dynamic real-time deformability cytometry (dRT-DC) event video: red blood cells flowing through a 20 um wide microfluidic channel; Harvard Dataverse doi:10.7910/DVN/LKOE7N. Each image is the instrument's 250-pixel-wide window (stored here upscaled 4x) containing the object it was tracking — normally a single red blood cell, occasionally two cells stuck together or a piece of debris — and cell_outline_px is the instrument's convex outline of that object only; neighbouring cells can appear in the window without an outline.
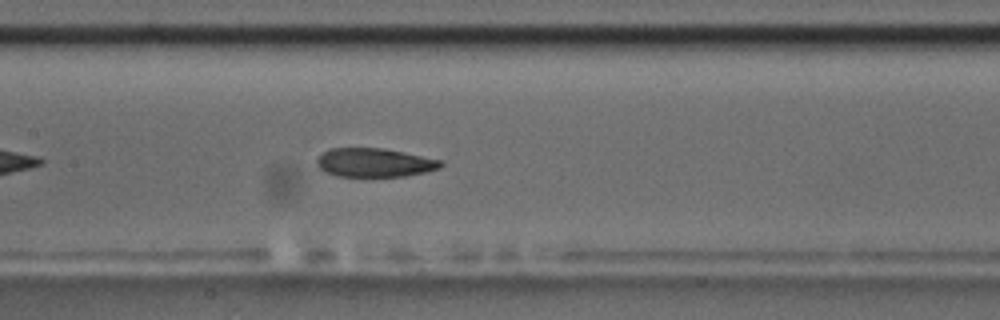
{"species": "common noctule bat (a hibernating species)", "species_latin": "Nyctalus noctula", "temperature_condition": "room temperature", "stored_images_in_passage": 42, "camera_frame_rate_fps": 3000, "um_per_image_px": 0.085, "animal": {"sex": "male", "body_mass_g": 17.5, "forearm_length_mm": 52.3}, "frame": {"image": 1, "passage_image": 13, "time_ms": 4.0, "image_size_px": [1000, 320], "cell_outline_px": [[444, 164], [440, 168], [424, 172], [404, 176], [336, 176], [324, 172], [316, 164], [316, 160], [328, 148], [384, 148], [444, 160]], "centroid_in_image_um": [31.85, 13.81], "position_along_channel_um": 175.6, "area_um2": 20.87}, "authors_computed_cell_mechanics": {"area_um2": 22.1952, "velocity_mm_per_s": 3.5928, "shape_relaxation_time_tau1_ms": 7.5182, "shape_relaxation_time_tau2_ms": 2.046, "deformation_change_tau1": 0.1831, "deformation_change_tau2": 0.0791}}